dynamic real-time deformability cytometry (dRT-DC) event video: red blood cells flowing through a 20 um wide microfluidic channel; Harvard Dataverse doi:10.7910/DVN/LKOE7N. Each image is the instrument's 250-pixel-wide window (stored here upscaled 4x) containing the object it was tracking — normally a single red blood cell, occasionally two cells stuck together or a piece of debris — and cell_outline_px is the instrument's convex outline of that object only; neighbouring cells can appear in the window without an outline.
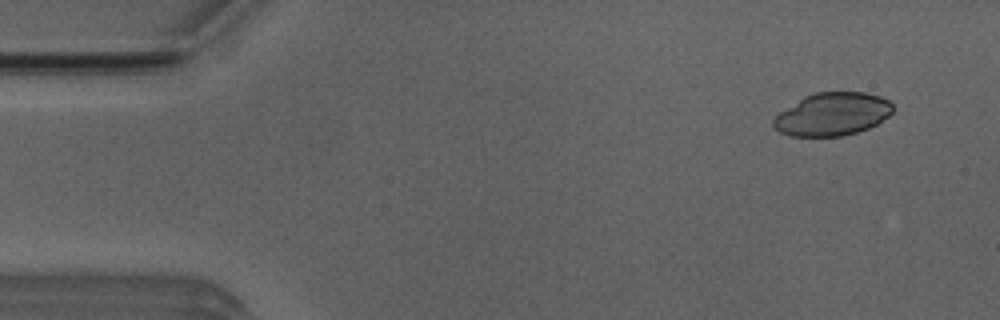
{"species": "Egyptian fruit bat (a non-hibernating species)", "species_latin": "Rousettus aegyptiacus", "temperature_condition": "room temperature", "stored_images_in_passage": 4, "camera_frame_rate_fps": 3000, "um_per_image_px": 0.085, "animal": {"sex": "male"}, "frame": {"image": 1, "passage_image": 1, "time_ms": 0.0, "image_size_px": [1000, 320], "cell_outline_px": [[892, 112], [888, 116], [876, 124], [868, 128], [856, 132], [840, 136], [788, 136], [780, 132], [772, 124], [772, 120], [780, 112], [804, 96], [816, 92], [864, 92], [880, 96], [888, 100], [892, 104]], "centroid_in_image_um": [70.74, 9.7], "position_along_channel_um": 14.3, "area_um2": 29.71}}